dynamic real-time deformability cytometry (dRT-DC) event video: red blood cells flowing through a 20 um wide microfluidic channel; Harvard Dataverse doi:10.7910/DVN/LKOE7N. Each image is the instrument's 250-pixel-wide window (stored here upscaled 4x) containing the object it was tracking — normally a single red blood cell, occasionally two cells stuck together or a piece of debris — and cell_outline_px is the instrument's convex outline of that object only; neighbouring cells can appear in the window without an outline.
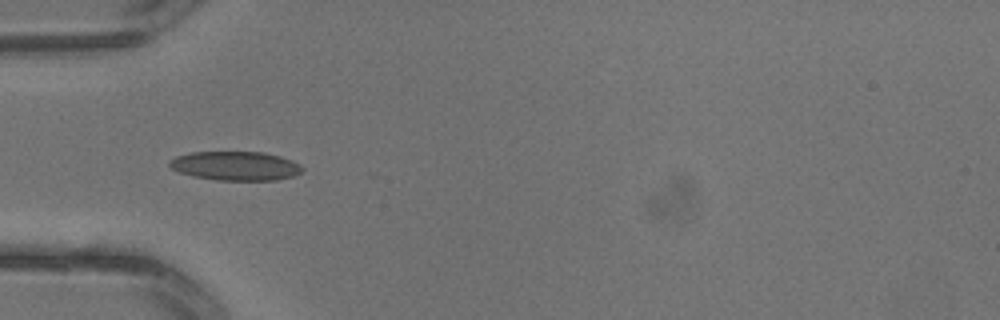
{"species": "common noctule bat (a hibernating species)", "species_latin": "Nyctalus noctula", "temperature_condition": "warm", "stored_images_in_passage": 1, "camera_frame_rate_fps": 3000, "um_per_image_px": 0.085, "animal": {"sex": "male", "body_mass_g": 13.3}, "frame": {"image": 1, "passage_image": 1, "time_ms": 0.0, "image_size_px": [1000, 320], "cell_outline_px": [[304, 168], [300, 172], [292, 176], [276, 180], [216, 180], [196, 176], [180, 172], [172, 168], [168, 164], [168, 160], [176, 156], [192, 152], [264, 152], [280, 156], [292, 160], [300, 164]], "centroid_in_image_um": [20.03, 14.09], "position_along_channel_um": 65.0, "area_um2": 22.37}}